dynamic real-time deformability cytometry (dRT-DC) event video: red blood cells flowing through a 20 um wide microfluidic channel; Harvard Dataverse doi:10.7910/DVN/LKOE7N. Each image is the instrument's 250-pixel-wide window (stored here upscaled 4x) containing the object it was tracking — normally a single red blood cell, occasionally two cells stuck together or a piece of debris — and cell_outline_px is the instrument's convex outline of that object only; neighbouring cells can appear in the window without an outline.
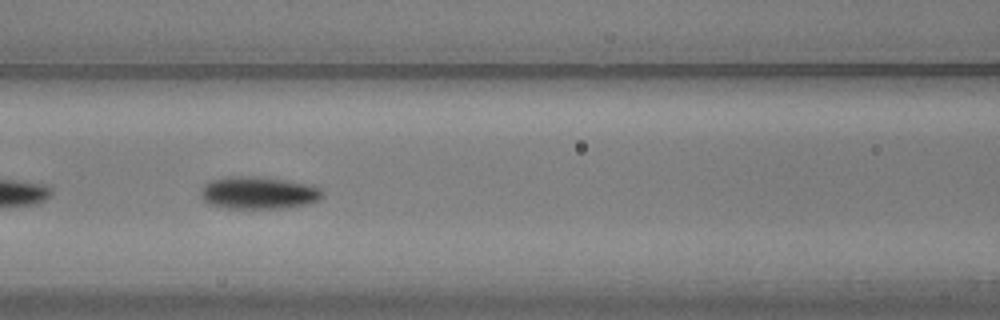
{"species": "common noctule bat (a hibernating species)", "species_latin": "Nyctalus noctula", "temperature_condition": "warm", "stored_images_in_passage": 44, "camera_frame_rate_fps": 3000, "um_per_image_px": 0.085, "animal": {"sex": "male", "body_mass_g": 20.5, "forearm_length_mm": 52.5}, "frame": {"image": 1, "passage_image": 23, "time_ms": 7.333, "image_size_px": [1000, 320], "cell_outline_px": [[324, 196], [316, 200], [304, 204], [284, 208], [228, 208], [208, 204], [200, 196], [200, 188], [208, 180], [224, 176], [256, 176], [312, 184], [320, 188], [324, 192]], "centroid_in_image_um": [21.92, 16.37], "position_along_channel_um": 144.7, "area_um2": 23.24}}
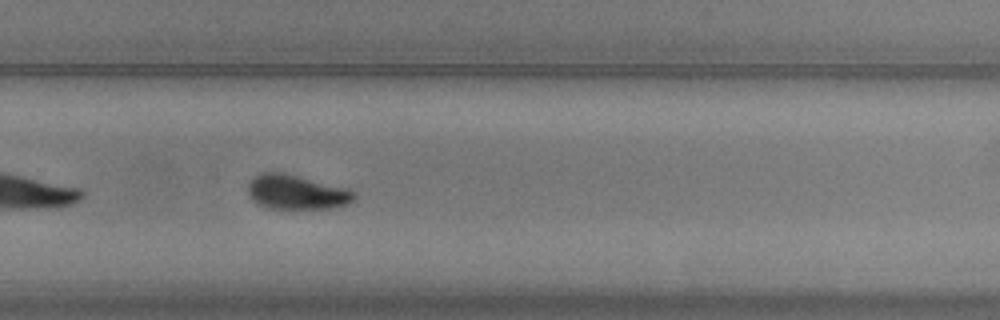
{"frame": {"image": 2, "passage_image": 35, "time_ms": 11.333, "image_size_px": [1000, 320], "cell_outline_px": [[356, 200], [348, 204], [332, 208], [268, 208], [256, 204], [248, 196], [248, 184], [260, 172], [284, 172], [348, 188], [356, 192]], "centroid_in_image_um": [25.22, 16.33], "position_along_channel_um": 304.6, "area_um2": 21.62}}
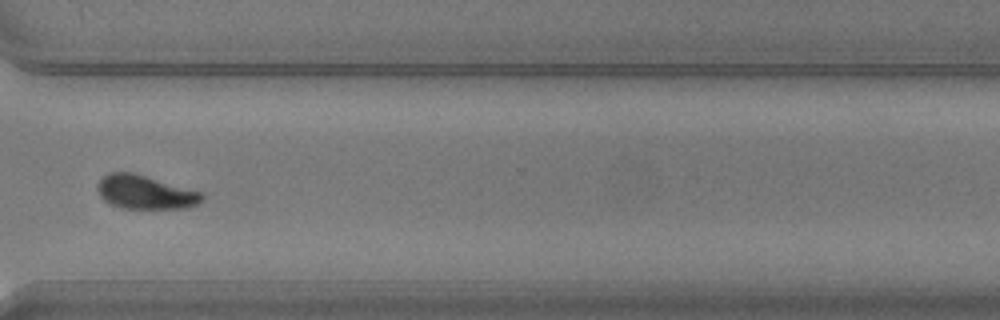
{"frame": {"image": 3, "passage_image": 39, "time_ms": 12.667, "image_size_px": [1000, 320], "cell_outline_px": [[204, 200], [196, 204], [184, 208], [120, 208], [104, 200], [100, 196], [96, 188], [96, 184], [104, 176], [112, 172], [132, 172], [204, 192]], "centroid_in_image_um": [12.36, 16.33], "position_along_channel_um": 358.2, "area_um2": 20.58}, "authors_computed_cell_mechanics": {"area_um2": 22.3397, "velocity_mm_per_s": 4.0121, "shape_relaxation_time_tau1_ms": 2.3076, "shape_relaxation_time_tau2_ms": 2.9329, "deformation_change_tau1": 0.1271, "deformation_change_tau2": 0.0765}}